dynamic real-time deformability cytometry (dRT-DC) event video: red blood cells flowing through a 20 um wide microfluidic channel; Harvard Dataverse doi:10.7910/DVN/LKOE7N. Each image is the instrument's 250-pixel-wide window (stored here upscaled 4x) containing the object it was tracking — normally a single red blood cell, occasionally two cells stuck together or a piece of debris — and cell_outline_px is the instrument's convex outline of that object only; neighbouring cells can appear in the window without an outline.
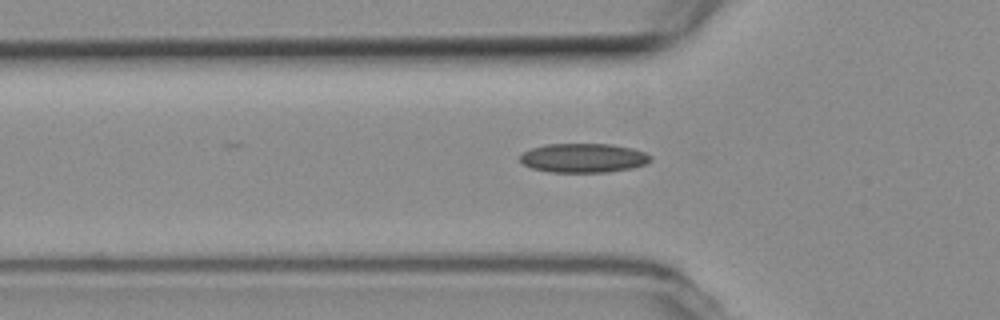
{"species": "common noctule bat (a hibernating species)", "species_latin": "Nyctalus noctula", "temperature_condition": "room temperature", "stored_images_in_passage": 32, "camera_frame_rate_fps": 3000, "um_per_image_px": 0.085, "animal": {"sex": "female", "body_mass_g": 19.3, "forearm_length_mm": 54.1}, "frame": {"image": 1, "passage_image": 4, "time_ms": 1.0, "image_size_px": [1000, 320], "cell_outline_px": [[652, 160], [644, 164], [632, 168], [608, 172], [548, 172], [532, 168], [524, 164], [520, 160], [520, 156], [524, 152], [532, 148], [544, 144], [612, 144], [632, 148], [644, 152], [652, 156]], "centroid_in_image_um": [49.6, 13.42], "position_along_channel_um": 76.2, "area_um2": 22.2}}
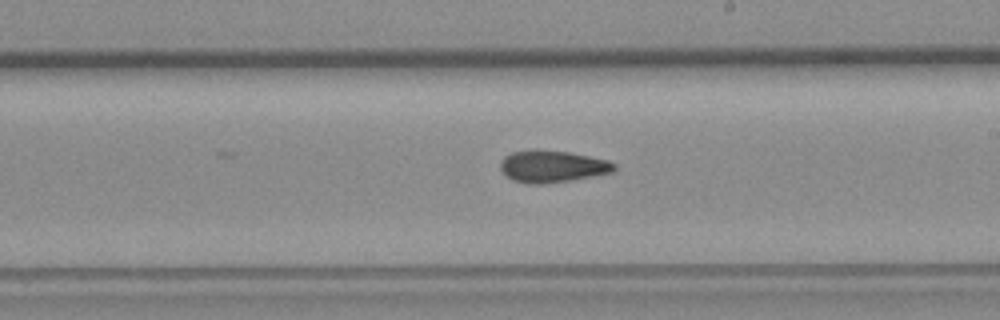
{"frame": {"image": 2, "passage_image": 17, "time_ms": 5.333, "image_size_px": [1000, 320], "cell_outline_px": [[616, 172], [572, 180], [544, 184], [532, 184], [512, 180], [504, 176], [500, 168], [500, 160], [504, 156], [512, 152], [568, 152], [608, 160], [616, 164]], "centroid_in_image_um": [46.97, 14.19], "position_along_channel_um": 242.0, "area_um2": 20.87}}
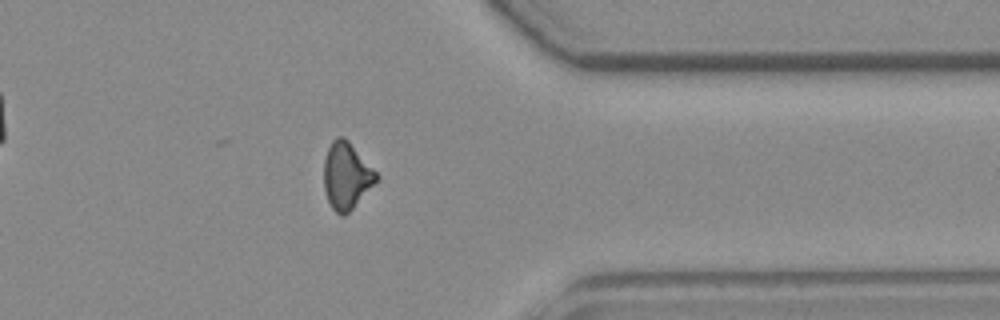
{"frame": {"image": 3, "passage_image": 29, "time_ms": 9.333, "image_size_px": [1000, 320], "cell_outline_px": [[380, 180], [344, 216], [340, 216], [332, 208], [328, 200], [324, 188], [324, 160], [328, 148], [332, 140], [336, 136], [344, 136], [348, 140], [380, 176]], "centroid_in_image_um": [29.47, 14.94], "position_along_channel_um": 381.9, "area_um2": 20.52}}